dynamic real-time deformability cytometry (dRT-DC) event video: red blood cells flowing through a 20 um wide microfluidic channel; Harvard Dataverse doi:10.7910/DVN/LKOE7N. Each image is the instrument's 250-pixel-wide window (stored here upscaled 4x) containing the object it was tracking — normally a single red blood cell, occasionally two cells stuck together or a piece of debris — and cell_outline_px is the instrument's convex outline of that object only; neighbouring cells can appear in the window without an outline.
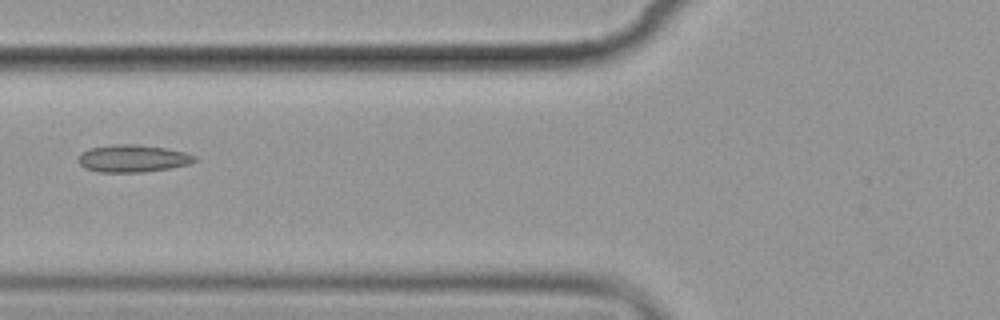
{"species": "common noctule bat (a hibernating species)", "species_latin": "Nyctalus noctula", "temperature_condition": "cold", "stored_images_in_passage": 12, "camera_frame_rate_fps": 3000, "um_per_image_px": 0.085, "animal": {"sex": "female", "body_mass_g": 19.9}, "frame": {"image": 1, "passage_image": 3, "time_ms": 2.333, "image_size_px": [1000, 320], "cell_outline_px": [[196, 160], [192, 164], [172, 168], [144, 172], [100, 172], [84, 168], [76, 160], [80, 152], [88, 148], [112, 144], [132, 144], [164, 148], [184, 152], [196, 156]], "centroid_in_image_um": [11.25, 13.47], "position_along_channel_um": 114.5, "area_um2": 18.79}}
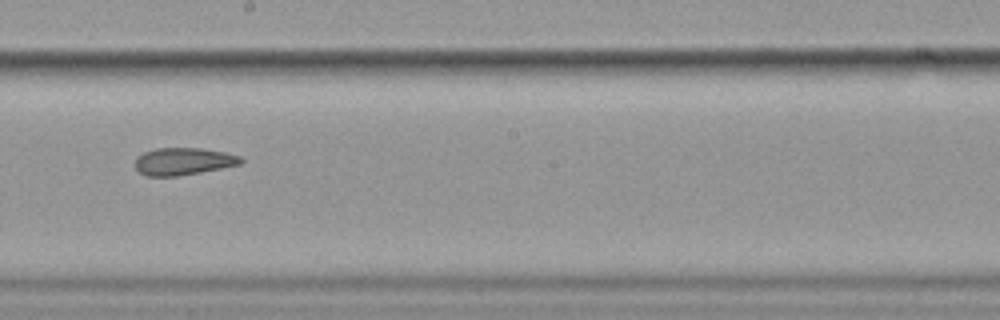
{"frame": {"image": 2, "passage_image": 6, "time_ms": 5.667, "image_size_px": [1000, 320], "cell_outline_px": [[244, 160], [240, 164], [200, 172], [176, 176], [148, 176], [140, 172], [136, 168], [136, 156], [144, 152], [156, 148], [200, 148], [224, 152], [240, 156]], "centroid_in_image_um": [15.57, 13.71], "position_along_channel_um": 232.6, "area_um2": 16.65}}
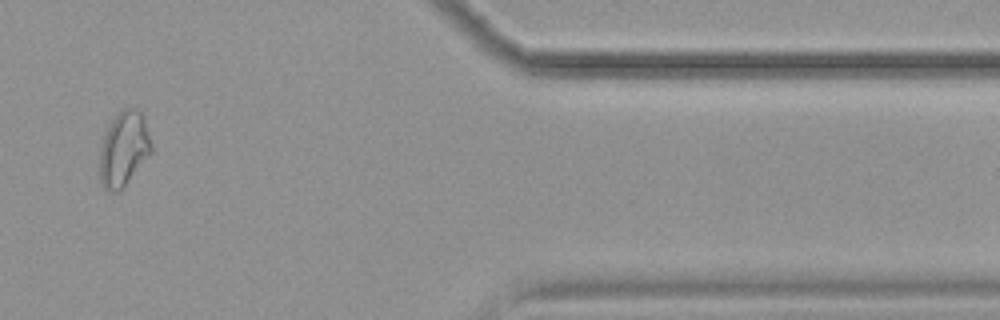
{"frame": {"image": 3, "passage_image": 10, "time_ms": 11.333, "image_size_px": [1000, 320], "cell_outline_px": [[152, 152], [124, 184], [116, 192], [112, 192], [104, 188], [100, 184], [100, 152], [104, 132], [116, 112], [124, 108], [136, 108], [140, 112], [144, 120], [152, 144]], "centroid_in_image_um": [10.5, 12.61], "position_along_channel_um": 400.9, "area_um2": 22.2}, "authors_computed_cell_mechanics": {"area_um2": 18.7272, "velocity_mm_per_s": 3.5445, "shape_relaxation_time_tau1_ms": null, "shape_relaxation_time_tau2_ms": 4.6504, "deformation_change_tau1": null, "deformation_change_tau2": 0.085}}